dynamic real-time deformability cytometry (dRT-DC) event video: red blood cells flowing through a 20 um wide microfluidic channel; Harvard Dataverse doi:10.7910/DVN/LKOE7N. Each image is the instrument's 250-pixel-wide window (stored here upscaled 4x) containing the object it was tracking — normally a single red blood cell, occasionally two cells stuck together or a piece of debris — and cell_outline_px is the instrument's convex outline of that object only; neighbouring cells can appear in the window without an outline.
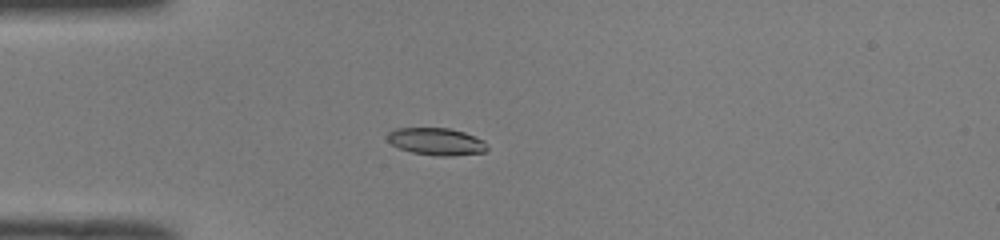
{"species": "common noctule bat (a hibernating species)", "species_latin": "Nyctalus noctula", "temperature_condition": "room temperature", "stored_images_in_passage": 37, "camera_frame_rate_fps": 3000, "um_per_image_px": 0.085, "animal": {"sex": "male", "body_mass_g": 19.0, "forearm_length_mm": 50.8}, "frame": {"image": 1, "passage_image": 4, "time_ms": 1.0, "image_size_px": [1000, 240], "cell_outline_px": [[488, 148], [484, 152], [452, 156], [440, 156], [412, 152], [400, 148], [392, 144], [388, 140], [388, 132], [396, 128], [448, 128], [464, 132], [484, 140]], "centroid_in_image_um": [37.11, 12.03], "position_along_channel_um": 47.9, "area_um2": 15.72}}
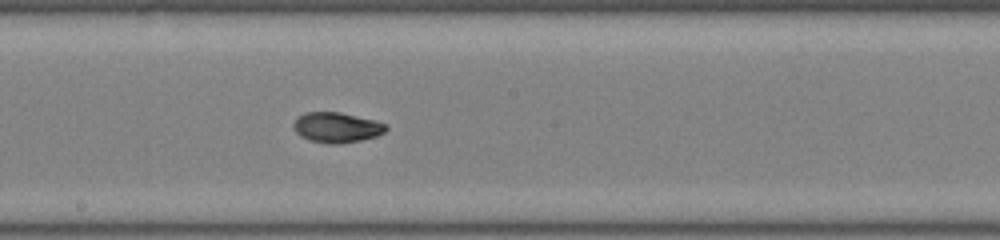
{"frame": {"image": 2, "passage_image": 18, "time_ms": 5.667, "image_size_px": [1000, 240], "cell_outline_px": [[388, 128], [384, 132], [376, 136], [360, 140], [340, 144], [328, 144], [308, 140], [300, 136], [292, 128], [292, 124], [304, 112], [340, 112], [388, 124]], "centroid_in_image_um": [28.59, 10.84], "position_along_channel_um": 219.6, "area_um2": 16.3}}
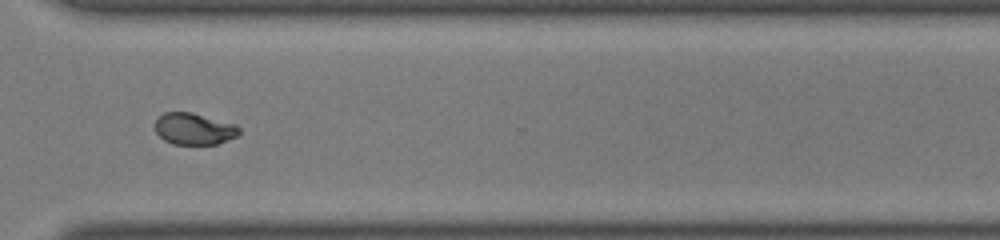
{"frame": {"image": 3, "passage_image": 28, "time_ms": 9.0, "image_size_px": [1000, 240], "cell_outline_px": [[240, 132], [236, 136], [216, 144], [172, 144], [164, 140], [156, 132], [156, 116], [164, 112], [192, 112], [236, 124], [240, 128]], "centroid_in_image_um": [16.48, 10.94], "position_along_channel_um": 354.1, "area_um2": 15.55}, "authors_computed_cell_mechanics": {"area_um2": 16.184, "velocity_mm_per_s": 4.0098, "shape_relaxation_time_tau1_ms": 7.0676, "shape_relaxation_time_tau2_ms": 1.8854, "deformation_change_tau1": 0.1933, "deformation_change_tau2": 0.0559}}